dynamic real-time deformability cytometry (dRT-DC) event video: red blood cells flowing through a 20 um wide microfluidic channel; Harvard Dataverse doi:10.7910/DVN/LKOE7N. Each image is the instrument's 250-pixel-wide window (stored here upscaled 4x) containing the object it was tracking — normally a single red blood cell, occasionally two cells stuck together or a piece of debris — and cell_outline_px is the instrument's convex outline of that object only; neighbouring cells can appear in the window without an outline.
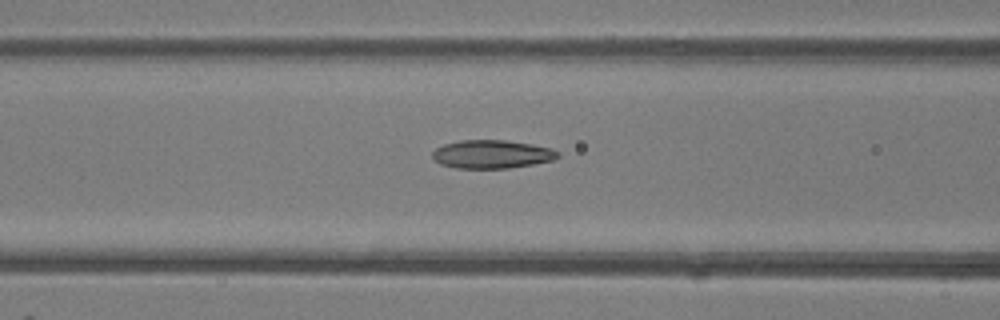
{"species": "common noctule bat (a hibernating species)", "species_latin": "Nyctalus noctula", "temperature_condition": "room temperature", "stored_images_in_passage": 33, "camera_frame_rate_fps": 3000, "um_per_image_px": 0.085, "animal": {"sex": "female"}, "frame": {"image": 1, "passage_image": 15, "time_ms": 4.667, "image_size_px": [1000, 320], "cell_outline_px": [[560, 156], [552, 160], [532, 164], [508, 168], [456, 168], [440, 164], [432, 156], [432, 152], [436, 148], [444, 144], [460, 140], [504, 140], [532, 144], [552, 148], [560, 152]], "centroid_in_image_um": [41.82, 13.1], "position_along_channel_um": 124.8, "area_um2": 20.69}}
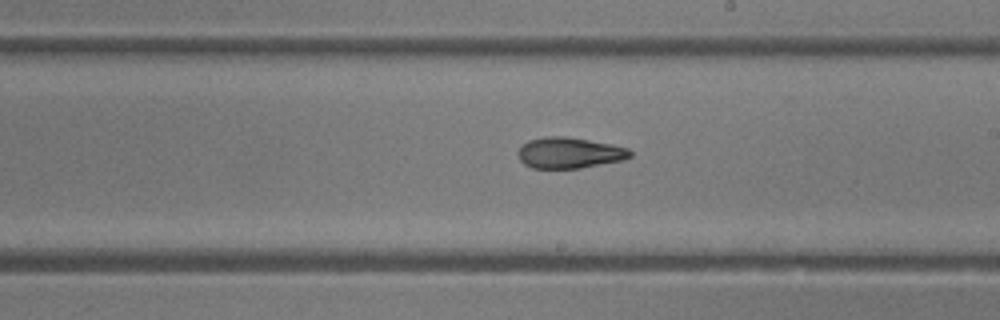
{"frame": {"image": 2, "passage_image": 23, "time_ms": 7.333, "image_size_px": [1000, 320], "cell_outline_px": [[632, 156], [624, 160], [580, 168], [532, 168], [524, 164], [520, 160], [516, 152], [528, 140], [544, 136], [564, 136], [612, 144], [628, 148], [632, 152]], "centroid_in_image_um": [48.4, 12.99], "position_along_channel_um": 240.6, "area_um2": 20.29}}
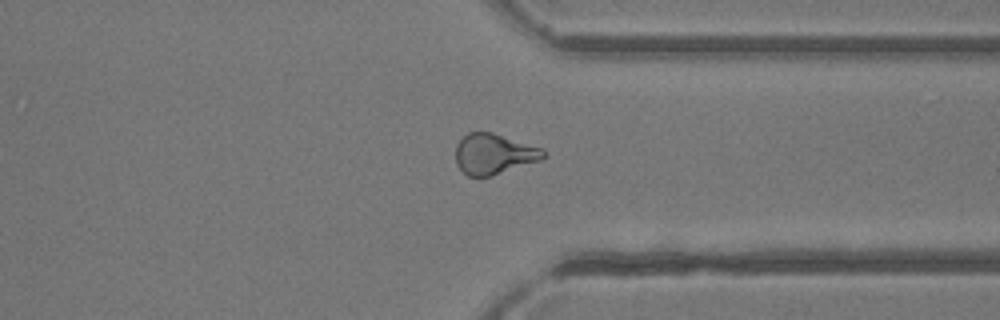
{"frame": {"image": 3, "passage_image": 32, "time_ms": 10.333, "image_size_px": [1000, 320], "cell_outline_px": [[548, 156], [540, 160], [488, 176], [468, 176], [456, 164], [456, 144], [468, 132], [492, 132], [544, 148]], "centroid_in_image_um": [42.0, 13.06], "position_along_channel_um": 369.4, "area_um2": 20.58}}